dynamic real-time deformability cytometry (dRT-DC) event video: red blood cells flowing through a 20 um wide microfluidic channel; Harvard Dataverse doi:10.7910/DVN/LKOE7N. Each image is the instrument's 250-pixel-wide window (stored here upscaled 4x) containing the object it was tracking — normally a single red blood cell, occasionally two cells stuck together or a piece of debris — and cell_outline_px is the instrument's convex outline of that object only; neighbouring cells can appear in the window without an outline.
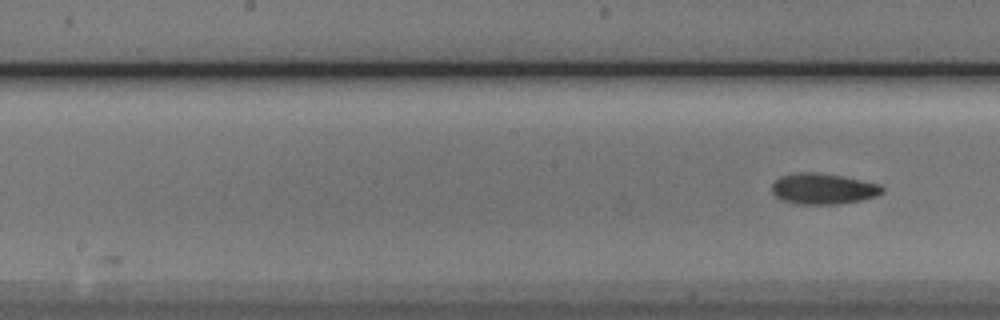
{"species": "Egyptian fruit bat (a non-hibernating species)", "species_latin": "Rousettus aegyptiacus", "temperature_condition": "cold", "stored_images_in_passage": 6, "camera_frame_rate_fps": 3000, "um_per_image_px": 0.085, "animal": {"sex": "male"}, "frame": {"image": 1, "passage_image": 6, "time_ms": 6.667, "image_size_px": [1000, 320], "cell_outline_px": [[884, 192], [876, 196], [860, 200], [840, 204], [800, 204], [780, 200], [772, 192], [772, 184], [780, 176], [804, 172], [812, 172], [840, 176], [880, 184], [884, 188]], "centroid_in_image_um": [69.96, 16.06], "position_along_channel_um": 178.2, "area_um2": 19.65}}